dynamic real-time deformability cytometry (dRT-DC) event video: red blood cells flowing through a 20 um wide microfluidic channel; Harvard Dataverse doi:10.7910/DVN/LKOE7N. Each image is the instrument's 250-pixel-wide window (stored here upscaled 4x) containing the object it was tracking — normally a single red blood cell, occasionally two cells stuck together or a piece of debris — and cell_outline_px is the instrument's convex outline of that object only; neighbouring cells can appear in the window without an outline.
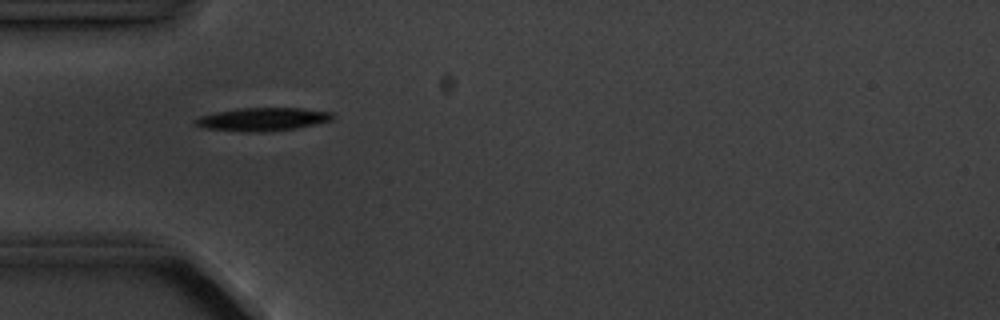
{"species": "common noctule bat (a hibernating species)", "species_latin": "Nyctalus noctula", "temperature_condition": "cold", "stored_images_in_passage": 3, "camera_frame_rate_fps": 3000, "um_per_image_px": 0.085, "animal": {"sex": "male", "body_mass_g": 20.1, "forearm_length_mm": 53.5}, "frame": {"image": 1, "passage_image": 1, "time_ms": 0.0, "image_size_px": [1000, 320], "cell_outline_px": [[336, 116], [332, 120], [296, 128], [260, 132], [204, 128], [192, 124], [192, 120], [200, 116], [216, 112], [236, 108], [300, 108], [332, 112]], "centroid_in_image_um": [22.31, 10.12], "position_along_channel_um": 62.7, "area_um2": 18.44}}
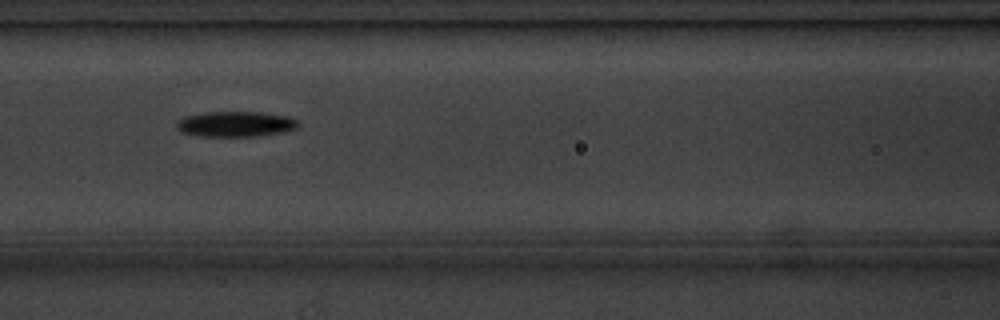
{"frame": {"image": 2, "passage_image": 3, "time_ms": 2.333, "image_size_px": [1000, 320], "cell_outline_px": [[300, 124], [296, 128], [280, 132], [260, 136], [196, 136], [180, 132], [176, 128], [176, 120], [184, 116], [204, 112], [260, 112], [288, 116], [296, 120]], "centroid_in_image_um": [19.95, 10.54], "position_along_channel_um": 146.6, "area_um2": 18.15}}